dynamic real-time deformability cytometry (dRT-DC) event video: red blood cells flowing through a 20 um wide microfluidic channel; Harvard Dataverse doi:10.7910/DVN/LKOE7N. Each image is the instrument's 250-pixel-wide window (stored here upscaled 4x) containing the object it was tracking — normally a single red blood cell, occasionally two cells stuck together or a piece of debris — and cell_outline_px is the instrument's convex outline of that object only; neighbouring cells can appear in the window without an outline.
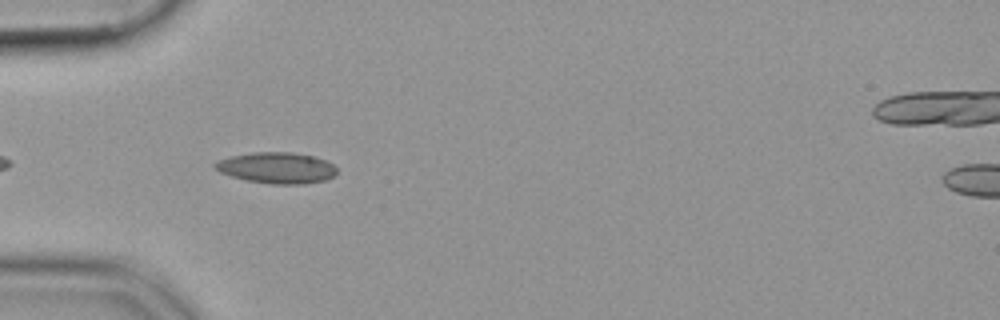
{"species": "common noctule bat (a hibernating species)", "species_latin": "Nyctalus noctula", "temperature_condition": "cold", "stored_images_in_passage": 41, "camera_frame_rate_fps": 3000, "um_per_image_px": 0.085, "animal": {"sex": "female", "body_mass_g": 19.9}, "frame": {"image": 1, "passage_image": 4, "time_ms": 1.0, "image_size_px": [1000, 320], "cell_outline_px": [[336, 176], [324, 180], [304, 184], [272, 184], [244, 180], [220, 172], [212, 168], [212, 164], [216, 160], [232, 156], [252, 152], [292, 152], [312, 156], [324, 160], [332, 164], [336, 168]], "centroid_in_image_um": [23.48, 14.27], "position_along_channel_um": 61.5, "area_um2": 22.2}}
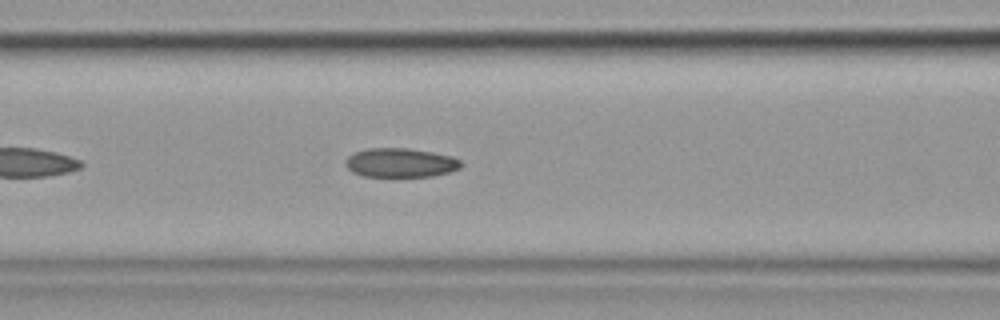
{"frame": {"image": 2, "passage_image": 10, "time_ms": 3.0, "image_size_px": [1000, 320], "cell_outline_px": [[464, 164], [460, 168], [448, 172], [432, 176], [392, 180], [364, 176], [352, 172], [344, 164], [344, 160], [348, 156], [356, 152], [368, 148], [408, 148], [432, 152], [452, 156], [460, 160]], "centroid_in_image_um": [34.02, 13.88], "position_along_channel_um": 132.6, "area_um2": 20.58}}
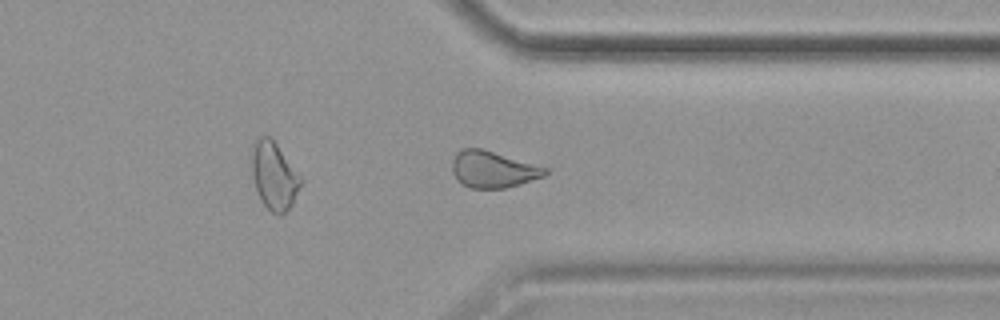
{"frame": {"image": 3, "passage_image": 29, "time_ms": 9.333, "image_size_px": [1000, 320], "cell_outline_px": [[548, 172], [544, 176], [520, 184], [504, 188], [468, 188], [456, 180], [452, 172], [452, 160], [456, 152], [460, 148], [480, 148], [548, 168]], "centroid_in_image_um": [41.85, 14.4], "position_along_channel_um": 369.5, "area_um2": 19.83}}